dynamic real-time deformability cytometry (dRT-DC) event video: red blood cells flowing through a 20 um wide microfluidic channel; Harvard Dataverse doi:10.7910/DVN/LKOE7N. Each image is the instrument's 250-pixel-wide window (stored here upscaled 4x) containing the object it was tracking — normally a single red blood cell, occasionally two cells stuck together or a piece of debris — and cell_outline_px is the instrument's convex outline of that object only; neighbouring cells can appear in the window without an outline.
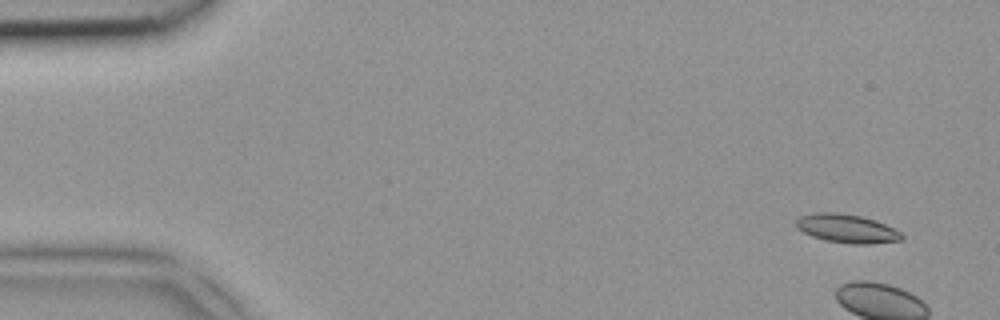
{"species": "common noctule bat (a hibernating species)", "species_latin": "Nyctalus noctula", "temperature_condition": "room temperature", "stored_images_in_passage": 5, "camera_frame_rate_fps": 3000, "um_per_image_px": 0.085, "animal": {"sex": "female", "body_mass_g": 18.4}, "frame": {"image": 1, "passage_image": 1, "time_ms": 0.0, "image_size_px": [1000, 320], "cell_outline_px": [[904, 236], [900, 240], [868, 244], [852, 244], [824, 240], [812, 236], [796, 228], [796, 220], [800, 216], [816, 212], [836, 212], [860, 216], [876, 220], [900, 232]], "centroid_in_image_um": [71.95, 19.42], "position_along_channel_um": 13.1, "area_um2": 17.51}}
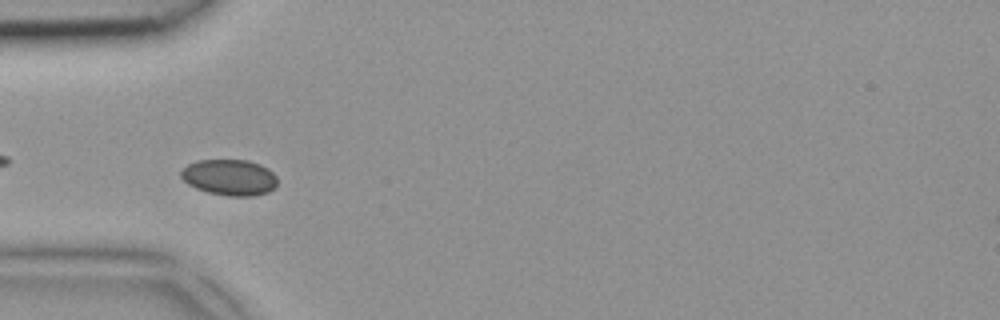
{"frame": {"image": 2, "passage_image": 5, "time_ms": 1.333, "image_size_px": [1000, 320], "cell_outline_px": [[276, 188], [268, 192], [252, 196], [228, 196], [208, 192], [196, 188], [188, 184], [180, 176], [180, 172], [188, 164], [196, 160], [248, 160], [260, 164], [268, 168], [276, 176]], "centroid_in_image_um": [19.52, 15.07], "position_along_channel_um": 65.5, "area_um2": 20.29}}